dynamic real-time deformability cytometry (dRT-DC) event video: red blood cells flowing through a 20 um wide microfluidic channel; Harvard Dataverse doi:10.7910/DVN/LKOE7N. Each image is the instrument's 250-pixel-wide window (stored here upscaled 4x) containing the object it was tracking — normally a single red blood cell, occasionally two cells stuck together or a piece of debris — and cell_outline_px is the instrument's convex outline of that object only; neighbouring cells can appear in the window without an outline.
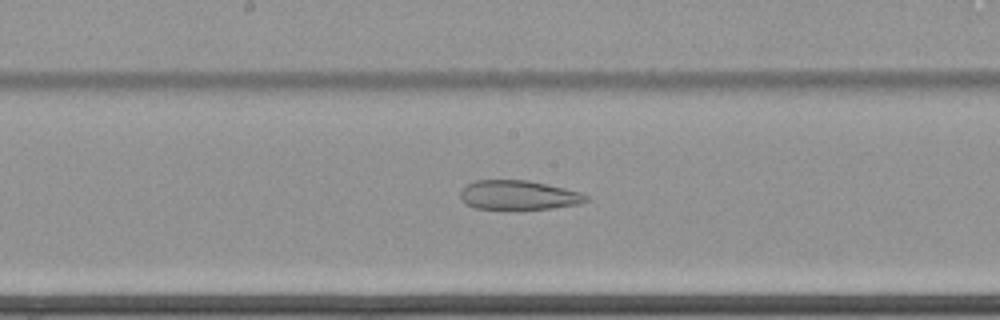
{"species": "common noctule bat (a hibernating species)", "species_latin": "Nyctalus noctula", "temperature_condition": "cold", "stored_images_in_passage": 28, "camera_frame_rate_fps": 3000, "um_per_image_px": 0.085, "animal": {"sex": "female", "body_mass_g": 22.7, "forearm_length_mm": 54.2}, "frame": {"image": 1, "passage_image": 16, "time_ms": 5.0, "image_size_px": [1000, 320], "cell_outline_px": [[588, 200], [580, 204], [556, 208], [520, 212], [476, 208], [464, 204], [460, 196], [460, 192], [468, 184], [476, 180], [528, 180], [564, 188], [580, 192], [588, 196]], "centroid_in_image_um": [44.08, 16.64], "position_along_channel_um": 204.1, "area_um2": 22.37}}